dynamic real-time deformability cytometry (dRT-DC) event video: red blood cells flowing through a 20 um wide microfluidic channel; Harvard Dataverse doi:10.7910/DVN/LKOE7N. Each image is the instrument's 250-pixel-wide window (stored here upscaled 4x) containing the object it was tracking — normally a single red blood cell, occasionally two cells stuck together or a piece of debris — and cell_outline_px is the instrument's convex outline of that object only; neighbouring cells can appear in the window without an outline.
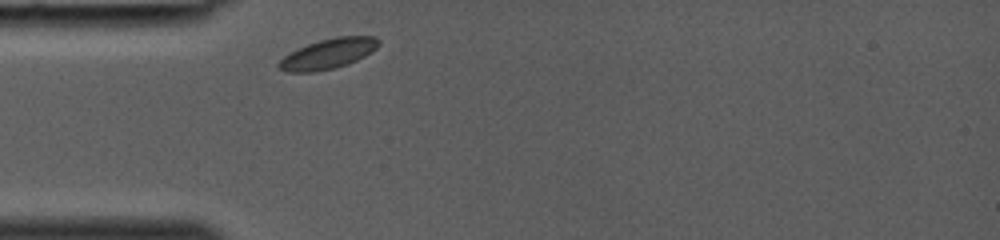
{"species": "common noctule bat (a hibernating species)", "species_latin": "Nyctalus noctula", "temperature_condition": "room temperature", "stored_images_in_passage": 23, "camera_frame_rate_fps": 3000, "um_per_image_px": 0.085, "animal": {"sex": "female", "body_mass_g": 19.0, "forearm_length_mm": 53.3}, "frame": {"image": 1, "passage_image": 1, "time_ms": 0.0, "image_size_px": [1000, 240], "cell_outline_px": [[380, 44], [376, 48], [364, 56], [356, 60], [336, 68], [316, 72], [288, 72], [280, 68], [276, 64], [288, 52], [308, 44], [320, 40], [336, 36], [376, 36], [380, 40]], "centroid_in_image_um": [27.89, 4.56], "position_along_channel_um": 57.1, "area_um2": 17.57}}
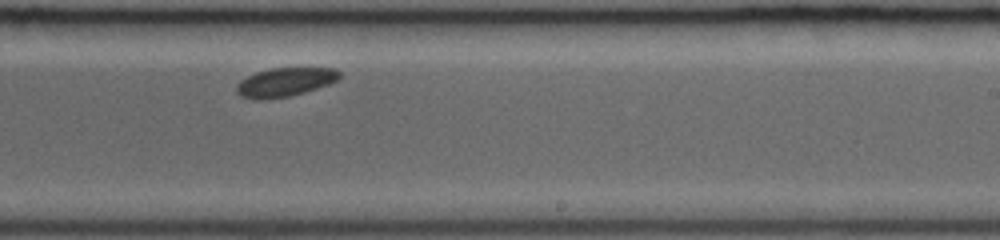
{"frame": {"image": 2, "passage_image": 14, "time_ms": 4.333, "image_size_px": [1000, 240], "cell_outline_px": [[340, 76], [336, 80], [328, 84], [304, 92], [288, 96], [264, 100], [252, 100], [240, 96], [236, 92], [236, 84], [240, 80], [256, 72], [272, 68], [336, 68], [340, 72]], "centroid_in_image_um": [24.16, 6.99], "position_along_channel_um": 264.8, "area_um2": 17.28}}
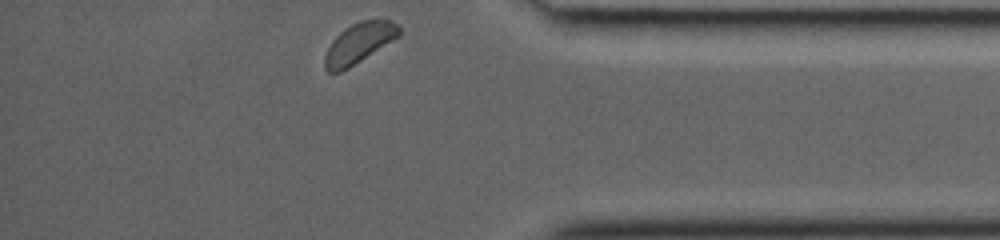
{"frame": {"image": 3, "passage_image": 23, "time_ms": 7.333, "image_size_px": [1000, 240], "cell_outline_px": [[400, 36], [348, 68], [340, 72], [328, 72], [324, 68], [324, 56], [332, 40], [344, 28], [360, 20], [392, 20], [400, 24]], "centroid_in_image_um": [30.52, 3.65], "position_along_channel_um": 404.7, "area_um2": 17.46}}